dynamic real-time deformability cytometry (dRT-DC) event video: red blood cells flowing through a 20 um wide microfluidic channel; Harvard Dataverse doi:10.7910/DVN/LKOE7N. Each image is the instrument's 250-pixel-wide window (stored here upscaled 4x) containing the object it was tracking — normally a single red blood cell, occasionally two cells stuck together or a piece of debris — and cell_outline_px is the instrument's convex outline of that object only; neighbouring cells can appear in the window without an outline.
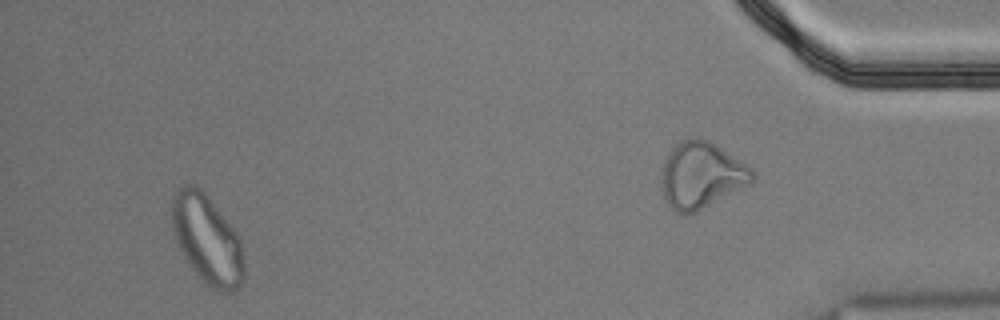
{"species": "Egyptian fruit bat (a non-hibernating species)", "species_latin": "Rousettus aegyptiacus", "temperature_condition": "cold", "stored_images_in_passage": 56, "segment_of_instrument_passage": [2, 2], "camera_frame_rate_fps": 3000, "um_per_image_px": 0.085, "animal": {"sex": "male"}, "frame": {"image": 1, "passage_image": 52, "time_ms": 17.0, "image_size_px": [1000, 320], "cell_outline_px": [[244, 280], [232, 292], [220, 292], [212, 288], [196, 272], [184, 256], [176, 240], [172, 224], [172, 196], [184, 184], [196, 184], [204, 192], [240, 236], [244, 264]], "centroid_in_image_um": [17.63, 20.33], "position_along_channel_um": 417.6, "area_um2": 36.99}}